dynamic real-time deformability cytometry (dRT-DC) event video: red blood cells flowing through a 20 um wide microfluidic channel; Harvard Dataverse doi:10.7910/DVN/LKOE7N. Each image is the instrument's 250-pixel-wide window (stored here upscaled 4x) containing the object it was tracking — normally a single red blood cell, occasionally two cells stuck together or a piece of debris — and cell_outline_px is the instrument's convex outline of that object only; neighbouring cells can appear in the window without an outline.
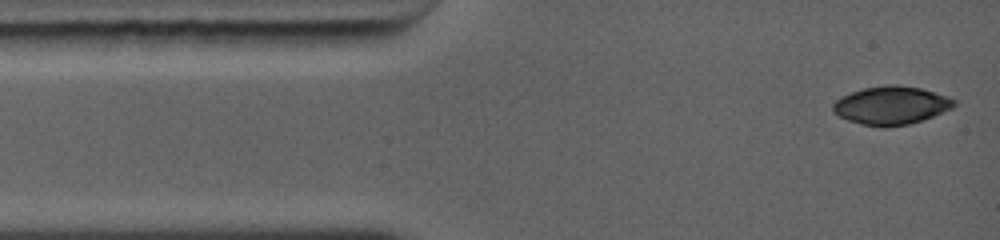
{"species": "common noctule bat (a hibernating species)", "species_latin": "Nyctalus noctula", "temperature_condition": "warm", "stored_images_in_passage": 7, "camera_frame_rate_fps": 5000, "um_per_image_px": 0.085, "animal": {"sex": "female", "body_mass_g": 19.0, "forearm_length_mm": 56.7}, "frame": {"image": 1, "passage_image": 1, "time_ms": 0.0, "image_size_px": [1000, 240], "cell_outline_px": [[956, 104], [952, 108], [924, 120], [908, 124], [884, 128], [860, 124], [848, 120], [840, 116], [832, 108], [832, 104], [836, 100], [852, 92], [864, 88], [920, 88], [956, 100]], "centroid_in_image_um": [75.75, 9.03], "position_along_channel_um": 9.2, "area_um2": 25.89}}
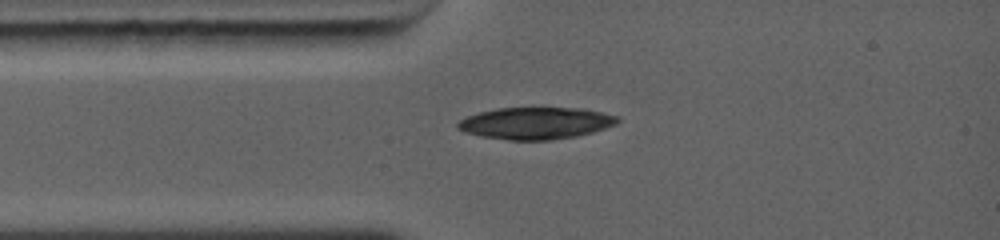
{"frame": {"image": 2, "passage_image": 7, "time_ms": 2.0, "image_size_px": [1000, 240], "cell_outline_px": [[620, 120], [616, 124], [592, 132], [576, 136], [552, 140], [508, 140], [480, 136], [456, 128], [456, 124], [460, 120], [468, 116], [480, 112], [496, 108], [576, 108], [600, 112], [620, 116]], "centroid_in_image_um": [45.54, 10.47], "position_along_channel_um": 39.5, "area_um2": 29.54}}